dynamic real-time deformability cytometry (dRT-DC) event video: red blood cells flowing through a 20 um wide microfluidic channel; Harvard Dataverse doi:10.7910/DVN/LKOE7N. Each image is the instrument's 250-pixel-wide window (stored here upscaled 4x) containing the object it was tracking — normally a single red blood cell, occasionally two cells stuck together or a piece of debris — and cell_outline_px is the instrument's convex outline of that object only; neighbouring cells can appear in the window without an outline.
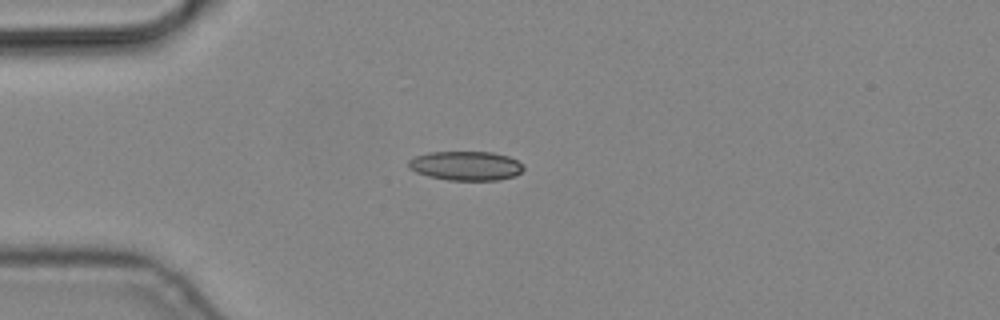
{"species": "common noctule bat (a hibernating species)", "species_latin": "Nyctalus noctula", "temperature_condition": "cold", "stored_images_in_passage": 12, "camera_frame_rate_fps": 3000, "um_per_image_px": 0.085, "animal": {"sex": "male", "body_mass_g": 19.2, "forearm_length_mm": 51.8}, "frame": {"image": 1, "passage_image": 6, "time_ms": 1.667, "image_size_px": [1000, 320], "cell_outline_px": [[524, 168], [516, 176], [500, 180], [448, 180], [428, 176], [416, 172], [408, 168], [408, 160], [416, 156], [428, 152], [492, 152], [508, 156], [524, 164]], "centroid_in_image_um": [39.61, 14.09], "position_along_channel_um": 45.4, "area_um2": 19.71}}
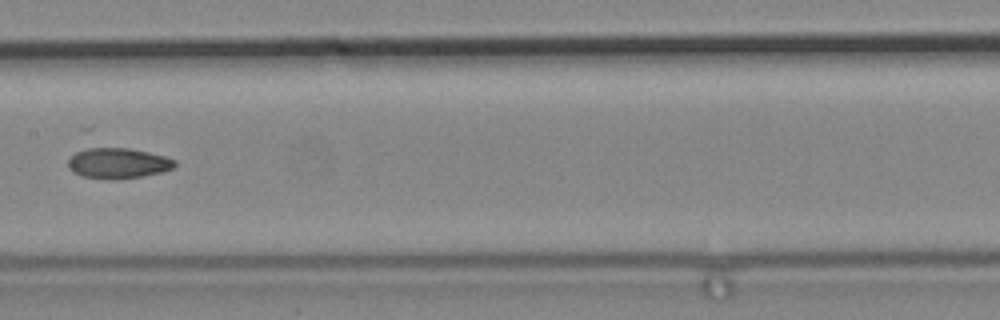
{"frame": {"image": 2, "passage_image": 10, "time_ms": 3.0, "image_size_px": [1000, 320], "cell_outline_px": [[176, 164], [172, 168], [160, 172], [120, 180], [108, 180], [80, 176], [72, 172], [68, 168], [68, 160], [76, 152], [88, 148], [128, 148], [148, 152], [164, 156], [176, 160]], "centroid_in_image_um": [9.99, 13.89], "position_along_channel_um": 197.4, "area_um2": 19.02}}
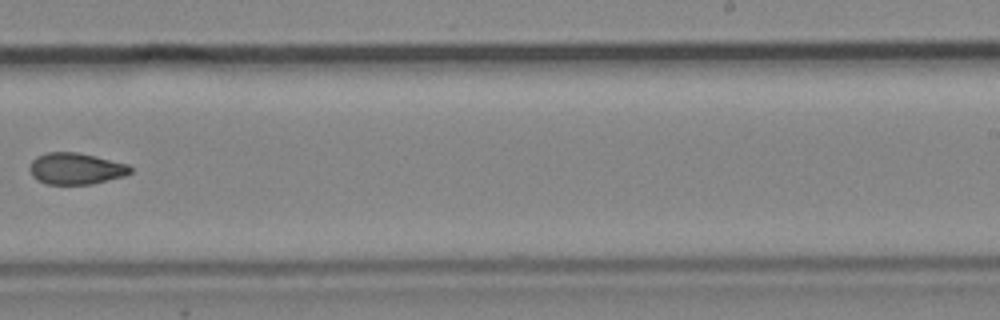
{"frame": {"image": 3, "passage_image": 12, "time_ms": 3.667, "image_size_px": [1000, 320], "cell_outline_px": [[132, 172], [124, 176], [92, 184], [48, 184], [36, 180], [32, 176], [28, 168], [32, 160], [36, 156], [48, 152], [76, 152], [96, 156], [128, 164], [132, 168]], "centroid_in_image_um": [6.43, 14.33], "position_along_channel_um": 282.6, "area_um2": 18.61}}